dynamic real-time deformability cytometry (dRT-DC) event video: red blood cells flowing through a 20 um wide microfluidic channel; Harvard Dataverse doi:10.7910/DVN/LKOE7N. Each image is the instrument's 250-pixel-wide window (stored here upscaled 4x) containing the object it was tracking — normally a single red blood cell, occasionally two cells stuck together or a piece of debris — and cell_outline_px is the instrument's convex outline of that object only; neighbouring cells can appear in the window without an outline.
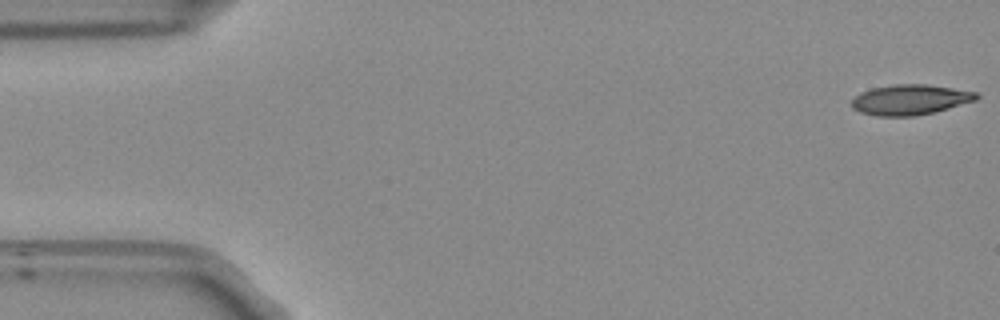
{"species": "Egyptian fruit bat (a non-hibernating species)", "species_latin": "Rousettus aegyptiacus", "temperature_condition": "room temperature", "stored_images_in_passage": 53, "camera_frame_rate_fps": 3000, "um_per_image_px": 0.085, "frame": {"image": 1, "passage_image": 1, "time_ms": 0.0, "image_size_px": [1000, 320], "cell_outline_px": [[980, 96], [976, 100], [948, 108], [932, 112], [912, 116], [876, 116], [860, 112], [852, 108], [852, 100], [860, 92], [872, 88], [892, 84], [924, 84], [952, 88], [976, 92]], "centroid_in_image_um": [77.33, 8.47], "position_along_channel_um": 7.7, "area_um2": 21.85}}
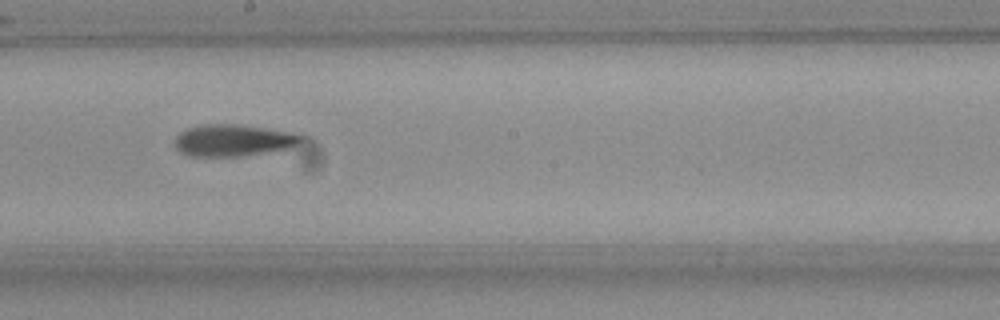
{"frame": {"image": 2, "passage_image": 29, "time_ms": 9.333, "image_size_px": [1000, 320], "cell_outline_px": [[308, 136], [304, 140], [288, 148], [240, 156], [188, 156], [180, 152], [176, 148], [176, 136], [180, 132], [188, 128], [204, 124], [236, 124], [300, 132]], "centroid_in_image_um": [19.9, 11.91], "position_along_channel_um": 228.3, "area_um2": 23.64}}
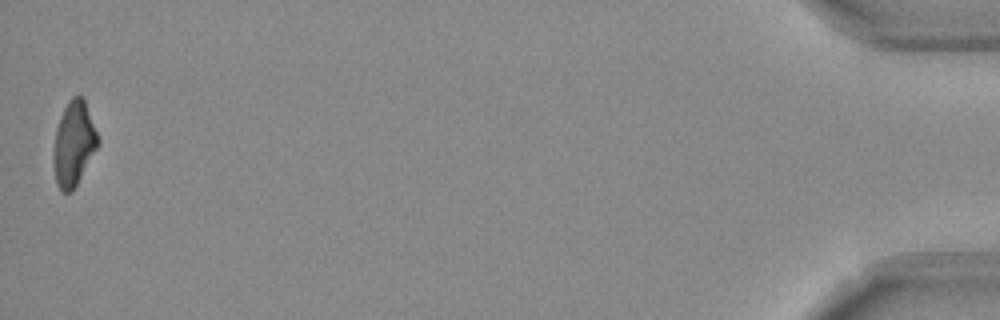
{"frame": {"image": 3, "passage_image": 53, "time_ms": 17.333, "image_size_px": [1000, 320], "cell_outline_px": [[100, 144], [72, 192], [60, 192], [56, 180], [56, 128], [60, 116], [68, 100], [72, 96], [80, 92], [84, 96], [100, 140]], "centroid_in_image_um": [6.34, 12.12], "position_along_channel_um": 428.9, "area_um2": 21.62}, "authors_computed_cell_mechanics": {"area_um2": 23.0044, "velocity_mm_per_s": 3.7595, "shape_relaxation_time_tau1_ms": null, "shape_relaxation_time_tau2_ms": 10.9645, "deformation_change_tau1": null, "deformation_change_tau2": 0.2311}}